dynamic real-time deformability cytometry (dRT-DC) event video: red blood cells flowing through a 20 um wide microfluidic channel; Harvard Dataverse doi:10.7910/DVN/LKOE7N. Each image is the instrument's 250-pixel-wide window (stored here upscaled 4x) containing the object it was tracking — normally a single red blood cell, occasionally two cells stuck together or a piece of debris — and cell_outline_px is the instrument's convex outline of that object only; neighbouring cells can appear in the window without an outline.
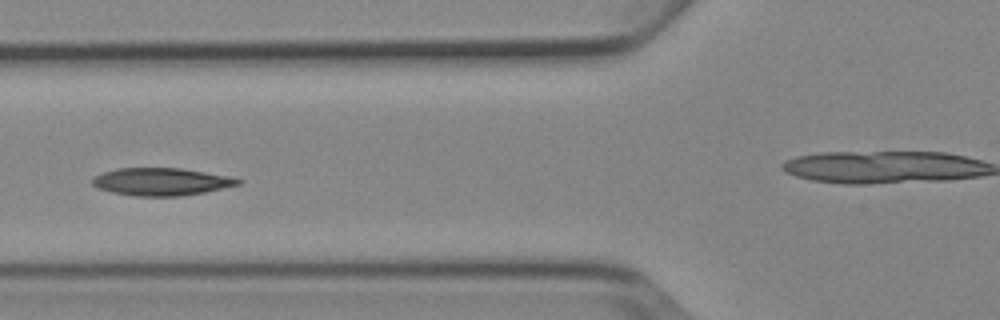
{"species": "Egyptian fruit bat (a non-hibernating species)", "species_latin": "Rousettus aegyptiacus", "temperature_condition": "cold", "stored_images_in_passage": 7, "segment_of_instrument_passage": [1, 2], "camera_frame_rate_fps": 3000, "um_per_image_px": 0.085, "animal": {"sex": "female"}, "frame": {"image": 1, "passage_image": 6, "time_ms": 6.667, "image_size_px": [1000, 320], "cell_outline_px": [[244, 180], [240, 184], [204, 192], [180, 196], [136, 196], [112, 192], [96, 188], [92, 184], [92, 180], [96, 176], [104, 172], [116, 168], [180, 168], [232, 176]], "centroid_in_image_um": [13.73, 15.44], "position_along_channel_um": 112.1, "area_um2": 23.41}}